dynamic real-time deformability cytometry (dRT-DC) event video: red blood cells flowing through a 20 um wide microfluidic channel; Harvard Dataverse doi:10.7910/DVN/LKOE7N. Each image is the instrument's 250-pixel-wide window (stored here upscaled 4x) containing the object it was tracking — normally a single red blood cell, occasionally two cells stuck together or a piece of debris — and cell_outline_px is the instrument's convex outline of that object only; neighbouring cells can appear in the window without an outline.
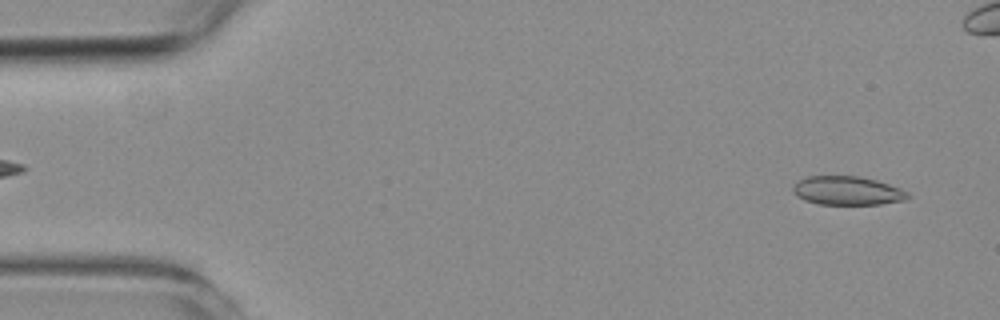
{"species": "common noctule bat (a hibernating species)", "species_latin": "Nyctalus noctula", "temperature_condition": "room temperature", "stored_images_in_passage": 55, "camera_frame_rate_fps": 3000, "um_per_image_px": 0.085, "animal": {"sex": "female", "body_mass_g": 19.3, "forearm_length_mm": 54.1}, "frame": {"image": 1, "passage_image": 3, "time_ms": 0.667, "image_size_px": [1000, 320], "cell_outline_px": [[912, 196], [908, 200], [880, 204], [820, 204], [804, 200], [792, 188], [800, 180], [808, 176], [856, 176], [876, 180], [900, 188], [908, 192]], "centroid_in_image_um": [72.11, 16.21], "position_along_channel_um": 12.9, "area_um2": 19.02}}
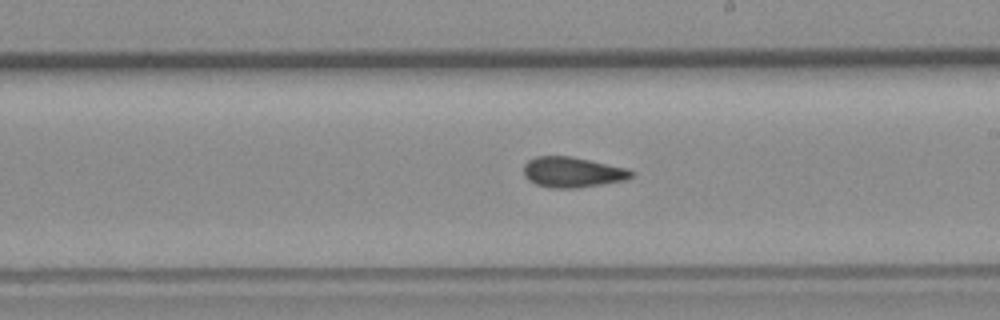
{"frame": {"image": 2, "passage_image": 30, "time_ms": 9.667, "image_size_px": [1000, 320], "cell_outline_px": [[636, 172], [632, 176], [624, 180], [576, 188], [548, 188], [536, 184], [528, 180], [524, 176], [524, 164], [528, 160], [536, 156], [572, 156], [628, 168]], "centroid_in_image_um": [48.65, 14.63], "position_along_channel_um": 240.4, "area_um2": 19.19}}
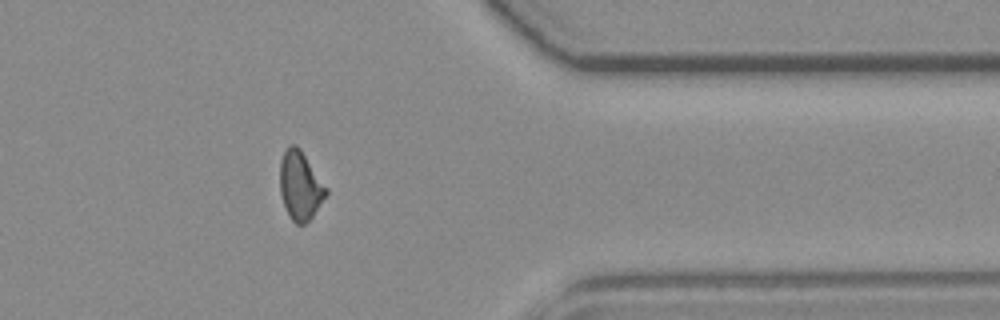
{"frame": {"image": 3, "passage_image": 43, "time_ms": 14.0, "image_size_px": [1000, 320], "cell_outline_px": [[328, 192], [312, 216], [304, 224], [296, 224], [292, 220], [284, 204], [280, 192], [280, 160], [284, 152], [292, 144], [296, 144], [300, 148], [328, 188]], "centroid_in_image_um": [25.52, 15.75], "position_along_channel_um": 385.9, "area_um2": 18.21}, "authors_computed_cell_mechanics": {"area_um2": 19.0162, "velocity_mm_per_s": 3.768, "shape_relaxation_time_tau1_ms": null, "shape_relaxation_time_tau2_ms": 2.539, "deformation_change_tau1": null, "deformation_change_tau2": 0.0802}}